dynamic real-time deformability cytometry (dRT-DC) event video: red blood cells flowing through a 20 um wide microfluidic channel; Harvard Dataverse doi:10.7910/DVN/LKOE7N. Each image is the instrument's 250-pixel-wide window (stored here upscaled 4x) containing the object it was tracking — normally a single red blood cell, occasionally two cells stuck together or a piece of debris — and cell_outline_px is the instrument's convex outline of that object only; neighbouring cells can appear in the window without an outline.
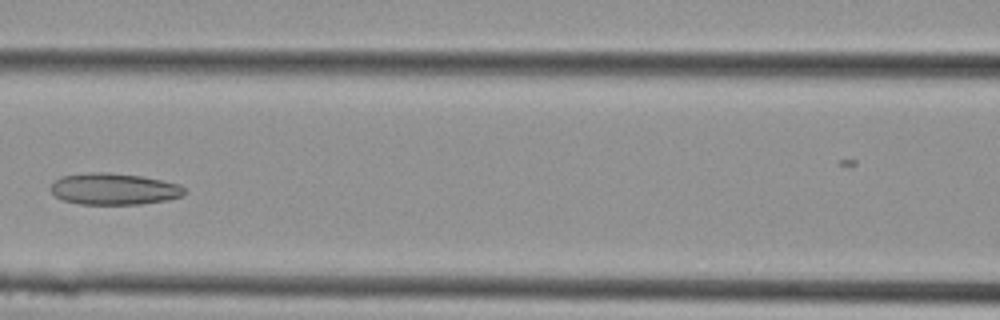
{"species": "Egyptian fruit bat (a non-hibernating species)", "species_latin": "Rousettus aegyptiacus", "temperature_condition": "cold", "stored_images_in_passage": 8, "camera_frame_rate_fps": 3000, "um_per_image_px": 0.085, "animal": {"sex": "female"}, "frame": {"image": 1, "passage_image": 6, "time_ms": 1.667, "image_size_px": [1000, 320], "cell_outline_px": [[184, 192], [180, 196], [168, 200], [140, 204], [80, 204], [64, 200], [56, 196], [52, 192], [52, 180], [60, 176], [92, 172], [104, 172], [144, 176], [180, 184], [184, 188]], "centroid_in_image_um": [9.68, 16.05], "position_along_channel_um": 156.9, "area_um2": 24.57}}